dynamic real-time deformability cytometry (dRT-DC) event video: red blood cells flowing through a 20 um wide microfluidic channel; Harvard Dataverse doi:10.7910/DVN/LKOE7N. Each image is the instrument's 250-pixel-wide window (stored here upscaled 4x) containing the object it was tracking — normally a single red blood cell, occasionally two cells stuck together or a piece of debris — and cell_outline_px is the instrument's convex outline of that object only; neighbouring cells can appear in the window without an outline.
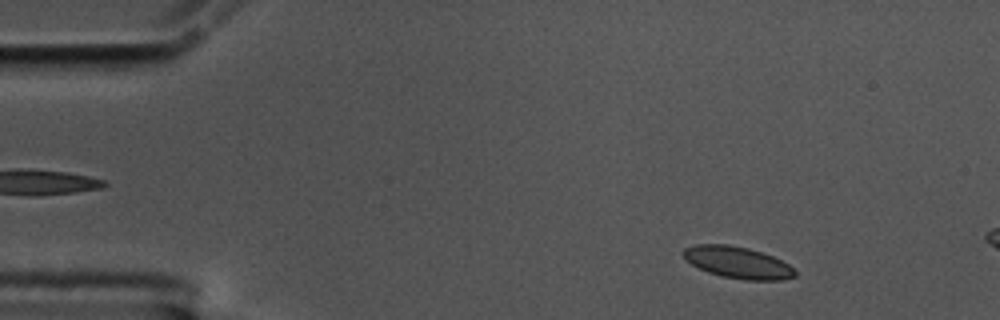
{"species": "common noctule bat (a hibernating species)", "species_latin": "Nyctalus noctula", "temperature_condition": "cold", "stored_images_in_passage": 11, "camera_frame_rate_fps": 3000, "um_per_image_px": 0.085, "animal": {"sex": "male", "body_mass_g": 17.5, "forearm_length_mm": 52.3}, "frame": {"image": 1, "passage_image": 5, "time_ms": 1.333, "image_size_px": [1000, 320], "cell_outline_px": [[796, 276], [784, 280], [748, 280], [724, 276], [708, 272], [692, 264], [684, 256], [684, 248], [696, 244], [728, 244], [748, 248], [772, 256], [788, 264], [796, 272]], "centroid_in_image_um": [62.73, 22.31], "position_along_channel_um": 22.3, "area_um2": 20.29}}